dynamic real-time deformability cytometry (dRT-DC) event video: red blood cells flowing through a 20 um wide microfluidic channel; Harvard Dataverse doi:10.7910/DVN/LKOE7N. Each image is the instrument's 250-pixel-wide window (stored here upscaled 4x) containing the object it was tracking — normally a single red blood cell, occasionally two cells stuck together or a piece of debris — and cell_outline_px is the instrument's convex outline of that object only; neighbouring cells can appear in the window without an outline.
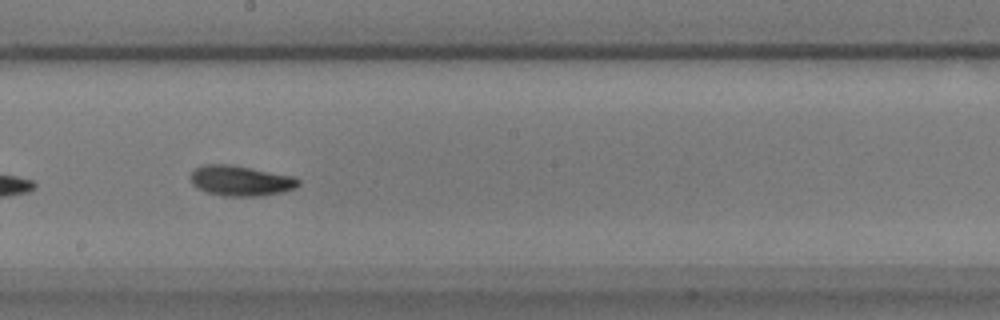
{"species": "common noctule bat (a hibernating species)", "species_latin": "Nyctalus noctula", "temperature_condition": "warm", "stored_images_in_passage": 25, "camera_frame_rate_fps": 3000, "um_per_image_px": 0.085, "animal": {"sex": "male", "body_mass_g": 17.9}, "frame": {"image": 1, "passage_image": 15, "time_ms": 4.667, "image_size_px": [1000, 320], "cell_outline_px": [[300, 184], [296, 188], [284, 192], [260, 196], [224, 196], [208, 192], [196, 188], [192, 184], [188, 176], [196, 168], [204, 164], [232, 164], [296, 176], [300, 180]], "centroid_in_image_um": [20.48, 15.35], "position_along_channel_um": 227.7, "area_um2": 19.48}}
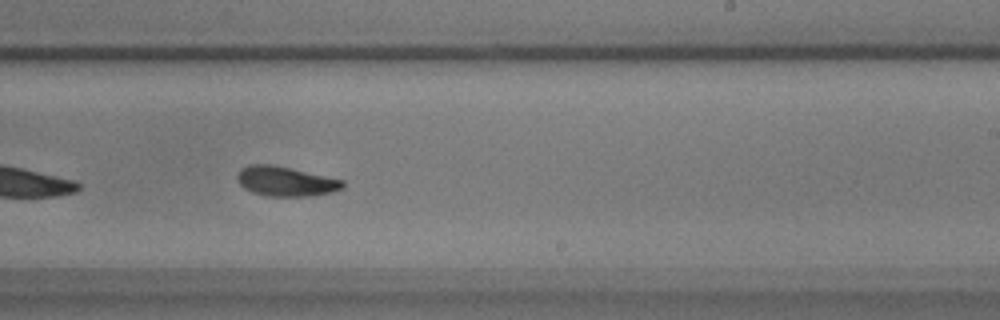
{"frame": {"image": 2, "passage_image": 18, "time_ms": 5.667, "image_size_px": [1000, 320], "cell_outline_px": [[344, 188], [332, 192], [308, 196], [268, 196], [252, 192], [244, 188], [236, 180], [236, 176], [240, 168], [248, 164], [268, 164], [288, 168], [344, 180]], "centroid_in_image_um": [24.24, 15.41], "position_along_channel_um": 264.8, "area_um2": 18.15}}